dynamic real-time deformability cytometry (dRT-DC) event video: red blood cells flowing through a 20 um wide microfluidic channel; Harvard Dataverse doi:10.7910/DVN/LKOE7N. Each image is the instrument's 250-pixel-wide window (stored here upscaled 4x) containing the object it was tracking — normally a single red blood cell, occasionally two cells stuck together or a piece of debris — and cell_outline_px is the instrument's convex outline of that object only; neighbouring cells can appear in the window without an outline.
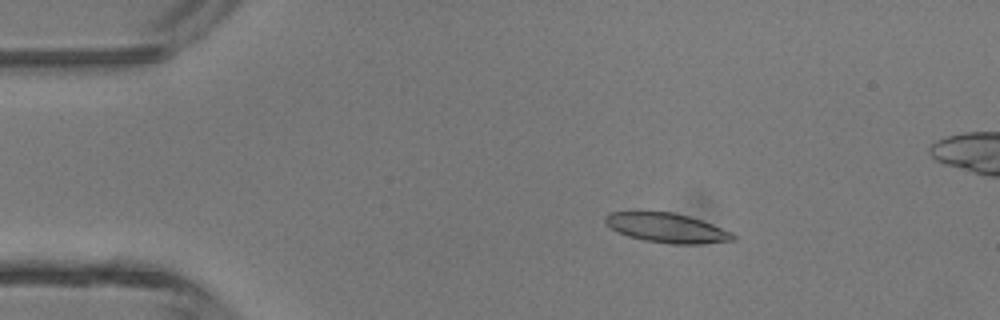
{"species": "common noctule bat (a hibernating species)", "species_latin": "Nyctalus noctula", "temperature_condition": "room temperature", "stored_images_in_passage": 4, "camera_frame_rate_fps": 3000, "um_per_image_px": 0.085, "animal": {"sex": "male", "body_mass_g": 13.3}, "frame": {"image": 1, "passage_image": 1, "time_ms": 0.0, "image_size_px": [1000, 320], "cell_outline_px": [[736, 240], [700, 244], [668, 244], [644, 240], [628, 236], [616, 232], [604, 220], [604, 216], [608, 212], [640, 208], [672, 212], [688, 216], [712, 224], [732, 232], [736, 236]], "centroid_in_image_um": [56.6, 19.32], "position_along_channel_um": 28.4, "area_um2": 22.83}}
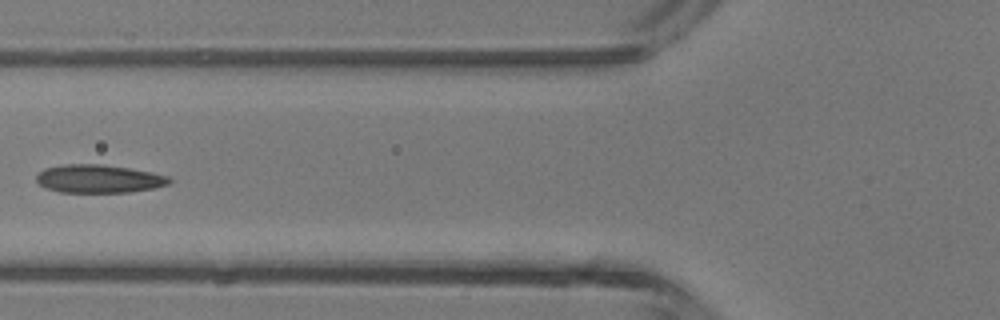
{"frame": {"image": 2, "passage_image": 4, "time_ms": 1.0, "image_size_px": [1000, 320], "cell_outline_px": [[172, 180], [168, 184], [156, 188], [128, 192], [60, 192], [44, 188], [36, 180], [36, 176], [44, 168], [64, 164], [104, 164], [152, 172], [168, 176]], "centroid_in_image_um": [8.39, 15.19], "position_along_channel_um": 117.4, "area_um2": 21.91}}